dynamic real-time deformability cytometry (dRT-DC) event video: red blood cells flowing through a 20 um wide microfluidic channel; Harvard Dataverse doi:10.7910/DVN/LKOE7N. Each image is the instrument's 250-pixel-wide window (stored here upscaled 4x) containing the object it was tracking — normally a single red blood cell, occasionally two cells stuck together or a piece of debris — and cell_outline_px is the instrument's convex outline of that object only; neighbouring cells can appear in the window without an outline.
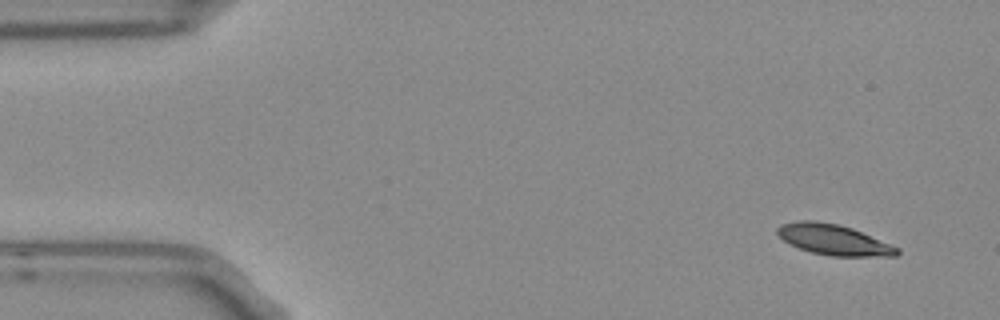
{"species": "Egyptian fruit bat (a non-hibernating species)", "species_latin": "Rousettus aegyptiacus", "temperature_condition": "room temperature", "stored_images_in_passage": 4, "camera_frame_rate_fps": 3000, "um_per_image_px": 0.085, "frame": {"image": 1, "passage_image": 1, "time_ms": 0.0, "image_size_px": [1000, 320], "cell_outline_px": [[900, 252], [896, 256], [832, 256], [812, 252], [800, 248], [784, 240], [776, 232], [776, 228], [780, 224], [796, 220], [816, 220], [836, 224], [852, 228], [900, 248]], "centroid_in_image_um": [70.86, 20.36], "position_along_channel_um": 14.1, "area_um2": 21.21}}
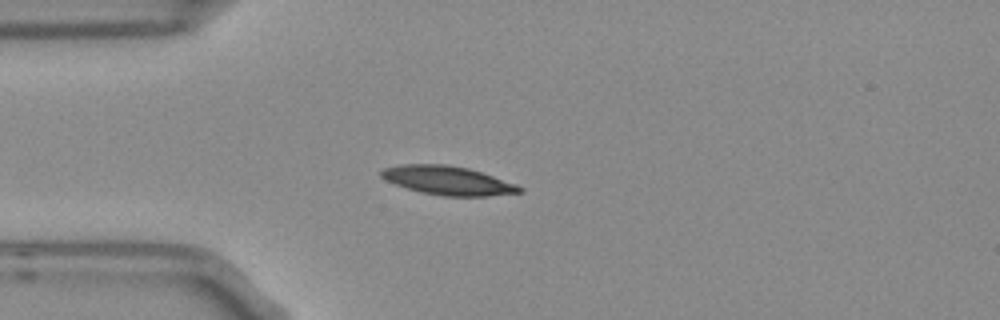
{"frame": {"image": 2, "passage_image": 4, "time_ms": 1.0, "image_size_px": [1000, 320], "cell_outline_px": [[524, 192], [488, 196], [444, 196], [420, 192], [396, 184], [380, 176], [380, 172], [384, 168], [400, 164], [444, 164], [468, 168], [516, 184], [524, 188]], "centroid_in_image_um": [38.08, 15.34], "position_along_channel_um": 46.9, "area_um2": 23.0}}